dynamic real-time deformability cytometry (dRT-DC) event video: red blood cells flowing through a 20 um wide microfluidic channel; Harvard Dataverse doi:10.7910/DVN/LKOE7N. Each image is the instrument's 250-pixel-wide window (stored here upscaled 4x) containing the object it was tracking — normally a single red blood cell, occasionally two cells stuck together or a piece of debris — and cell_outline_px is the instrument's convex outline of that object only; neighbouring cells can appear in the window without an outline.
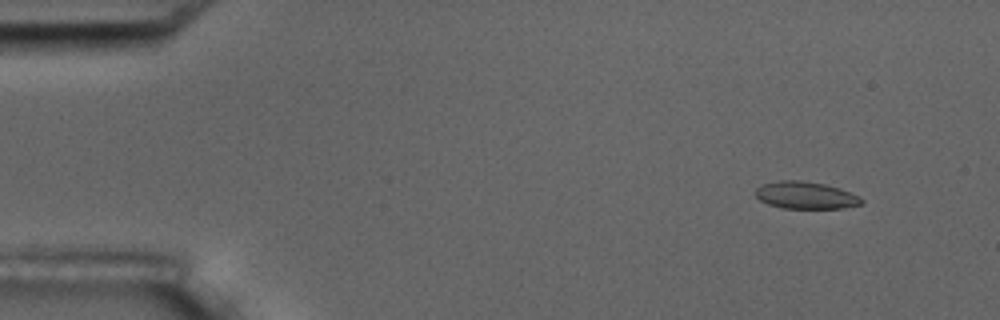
{"species": "common noctule bat (a hibernating species)", "species_latin": "Nyctalus noctula", "temperature_condition": "room temperature", "stored_images_in_passage": 4, "camera_frame_rate_fps": 3000, "um_per_image_px": 0.085, "animal": {"sex": "male", "body_mass_g": 17.5, "forearm_length_mm": 52.3}, "frame": {"image": 1, "passage_image": 1, "time_ms": 0.0, "image_size_px": [1000, 320], "cell_outline_px": [[864, 200], [860, 204], [840, 208], [780, 208], [768, 204], [760, 200], [756, 196], [756, 188], [764, 184], [780, 180], [800, 180], [824, 184], [840, 188]], "centroid_in_image_um": [68.43, 16.6], "position_along_channel_um": 16.6, "area_um2": 16.53}}
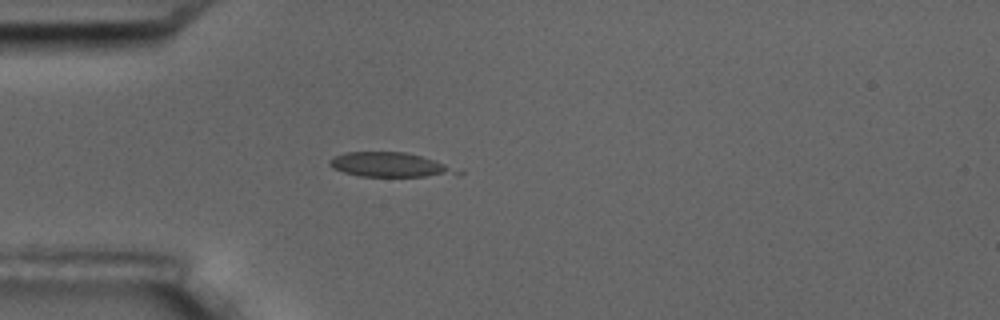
{"frame": {"image": 2, "passage_image": 4, "time_ms": 3.667, "image_size_px": [1000, 320], "cell_outline_px": [[464, 172], [424, 176], [360, 176], [344, 172], [332, 168], [328, 164], [328, 160], [332, 156], [344, 152], [404, 152], [436, 160], [464, 168]], "centroid_in_image_um": [33.14, 13.99], "position_along_channel_um": 51.9, "area_um2": 18.26}}